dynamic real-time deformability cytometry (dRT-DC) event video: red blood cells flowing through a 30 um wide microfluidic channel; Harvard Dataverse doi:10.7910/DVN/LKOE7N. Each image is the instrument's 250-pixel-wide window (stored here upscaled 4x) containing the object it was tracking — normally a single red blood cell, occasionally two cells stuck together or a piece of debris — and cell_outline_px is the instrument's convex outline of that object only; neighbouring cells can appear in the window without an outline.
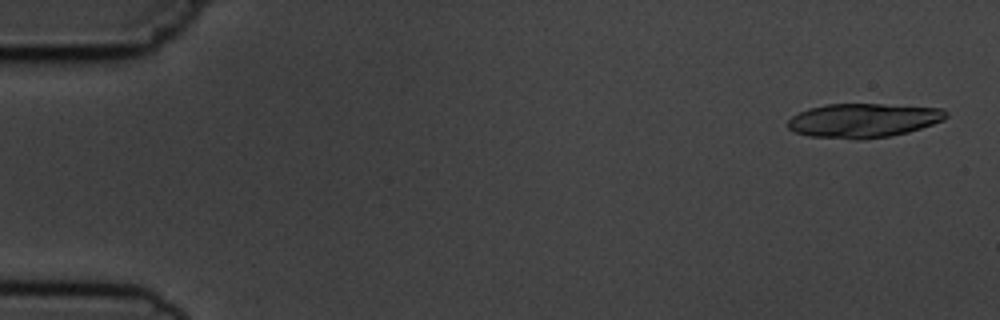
{"species": "common noctule bat (a hibernating species)", "species_latin": "Nyctalus noctula", "temperature_condition": "cold", "stored_images_in_passage": 6, "camera_frame_rate_fps": 3000, "um_per_image_px": 0.085, "animal": {"sex": "male", "body_mass_g": 19.5, "forearm_length_mm": 54.6}, "frame": {"image": 1, "passage_image": 1, "time_ms": 0.0, "image_size_px": [1000, 320], "cell_outline_px": [[948, 116], [944, 120], [908, 132], [888, 136], [860, 140], [856, 140], [808, 136], [796, 132], [788, 128], [788, 120], [792, 116], [808, 108], [824, 104], [884, 104], [944, 108], [948, 112]], "centroid_in_image_um": [73.39, 10.23], "position_along_channel_um": 11.6, "area_um2": 31.67}}